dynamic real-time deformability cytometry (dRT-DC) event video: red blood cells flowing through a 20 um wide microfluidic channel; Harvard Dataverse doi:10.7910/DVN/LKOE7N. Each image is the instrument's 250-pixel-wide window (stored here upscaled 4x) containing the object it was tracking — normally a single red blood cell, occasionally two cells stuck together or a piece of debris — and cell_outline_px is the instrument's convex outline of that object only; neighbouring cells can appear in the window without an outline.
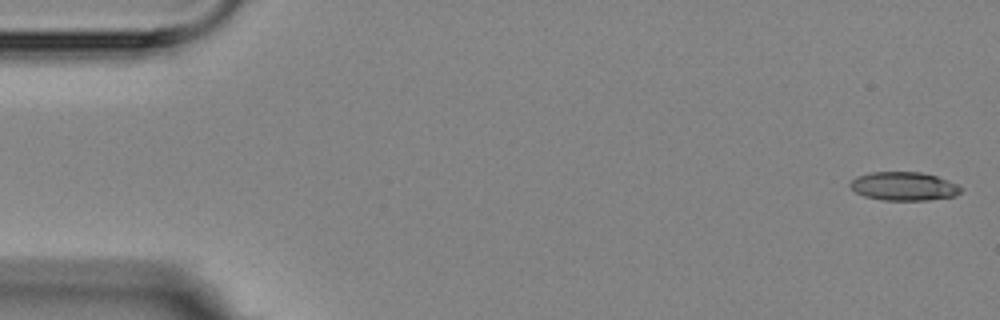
{"species": "Egyptian fruit bat (a non-hibernating species)", "species_latin": "Rousettus aegyptiacus", "temperature_condition": "room temperature", "stored_images_in_passage": 4, "camera_frame_rate_fps": 3000, "um_per_image_px": 0.085, "animal": {"sex": "female"}, "frame": {"image": 1, "passage_image": 1, "time_ms": 0.0, "image_size_px": [1000, 320], "cell_outline_px": [[964, 188], [956, 196], [928, 200], [884, 200], [864, 196], [856, 192], [848, 184], [856, 176], [872, 172], [920, 172], [936, 176], [956, 184]], "centroid_in_image_um": [76.83, 15.83], "position_along_channel_um": 8.2, "area_um2": 18.38}}